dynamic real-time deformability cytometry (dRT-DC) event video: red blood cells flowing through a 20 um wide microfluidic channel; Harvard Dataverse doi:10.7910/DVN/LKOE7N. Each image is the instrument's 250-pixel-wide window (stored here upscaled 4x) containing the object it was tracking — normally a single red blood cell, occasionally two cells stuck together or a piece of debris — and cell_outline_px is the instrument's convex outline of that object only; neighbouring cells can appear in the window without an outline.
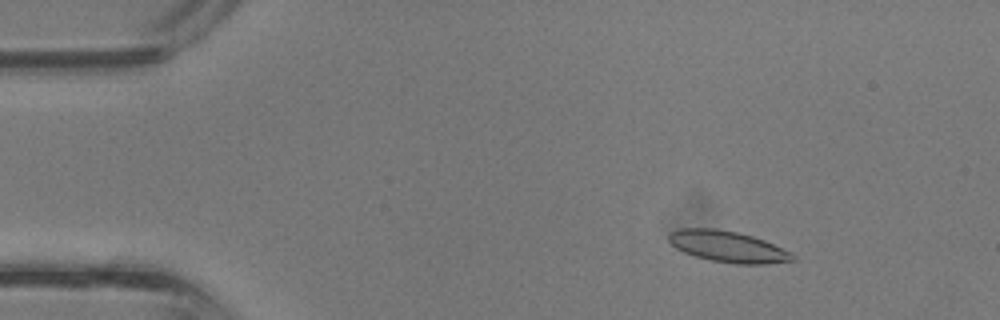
{"species": "common noctule bat (a hibernating species)", "species_latin": "Nyctalus noctula", "temperature_condition": "room temperature", "stored_images_in_passage": 38, "camera_frame_rate_fps": 3000, "um_per_image_px": 0.085, "animal": {"sex": "male", "body_mass_g": 13.3}, "frame": {"image": 1, "passage_image": 6, "time_ms": 1.667, "image_size_px": [1000, 320], "cell_outline_px": [[796, 260], [768, 264], [736, 264], [712, 260], [696, 256], [684, 252], [676, 248], [668, 240], [668, 232], [680, 228], [716, 228], [736, 232], [752, 236], [764, 240], [792, 252], [796, 256]], "centroid_in_image_um": [61.88, 20.96], "position_along_channel_um": 23.1, "area_um2": 22.6}}
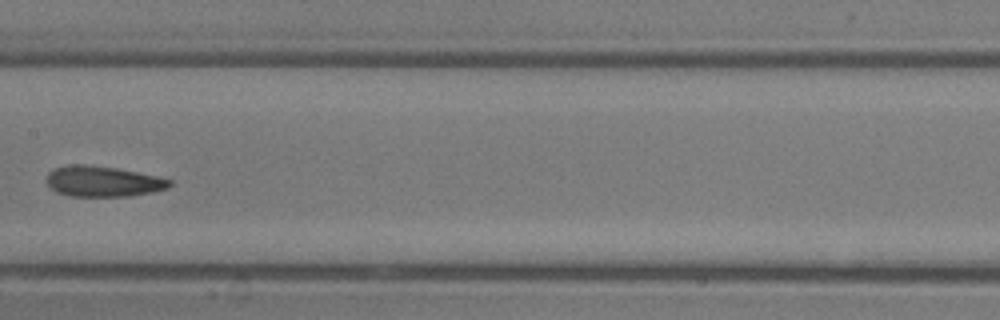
{"frame": {"image": 2, "passage_image": 20, "time_ms": 6.333, "image_size_px": [1000, 320], "cell_outline_px": [[172, 184], [168, 188], [152, 192], [128, 196], [68, 196], [56, 192], [44, 180], [48, 172], [56, 168], [72, 164], [84, 164], [116, 168], [156, 176], [172, 180]], "centroid_in_image_um": [8.72, 15.42], "position_along_channel_um": 198.7, "area_um2": 21.91}}
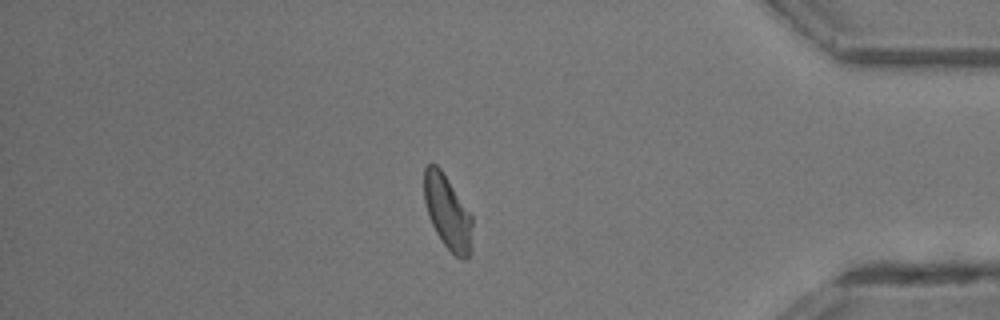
{"frame": {"image": 3, "passage_image": 33, "time_ms": 10.667, "image_size_px": [1000, 320], "cell_outline_px": [[472, 248], [468, 260], [464, 260], [456, 256], [444, 244], [436, 232], [428, 216], [424, 200], [424, 168], [428, 164], [436, 164], [440, 168], [472, 216]], "centroid_in_image_um": [38.05, 18.07], "position_along_channel_um": 397.2, "area_um2": 20.69}}